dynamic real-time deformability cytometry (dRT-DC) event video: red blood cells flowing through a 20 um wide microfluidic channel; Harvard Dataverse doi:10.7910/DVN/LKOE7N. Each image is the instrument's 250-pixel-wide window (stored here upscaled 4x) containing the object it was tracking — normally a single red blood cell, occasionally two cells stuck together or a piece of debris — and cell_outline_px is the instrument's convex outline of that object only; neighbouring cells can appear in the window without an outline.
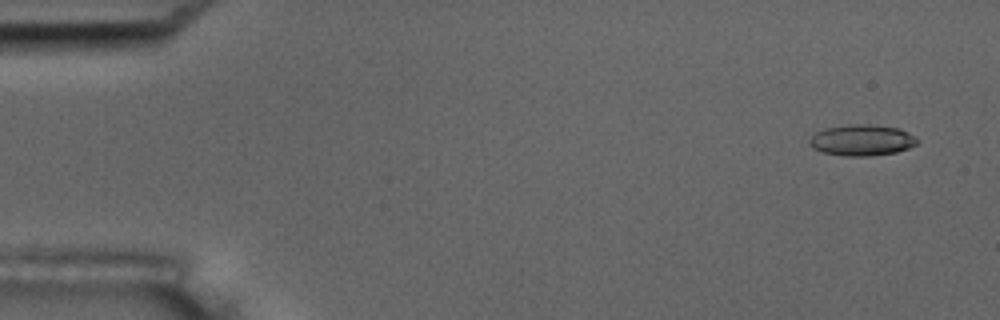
{"species": "common noctule bat (a hibernating species)", "species_latin": "Nyctalus noctula", "temperature_condition": "room temperature", "stored_images_in_passage": 55, "camera_frame_rate_fps": 3000, "um_per_image_px": 0.085, "animal": {"sex": "male", "body_mass_g": 17.5, "forearm_length_mm": 52.3}, "frame": {"image": 1, "passage_image": 3, "time_ms": 0.667, "image_size_px": [1000, 320], "cell_outline_px": [[920, 140], [916, 144], [908, 148], [896, 152], [868, 156], [844, 156], [824, 152], [812, 148], [808, 144], [808, 140], [816, 132], [824, 128], [852, 124], [872, 124], [900, 128], [916, 136]], "centroid_in_image_um": [73.27, 11.9], "position_along_channel_um": 11.7, "area_um2": 19.71}}
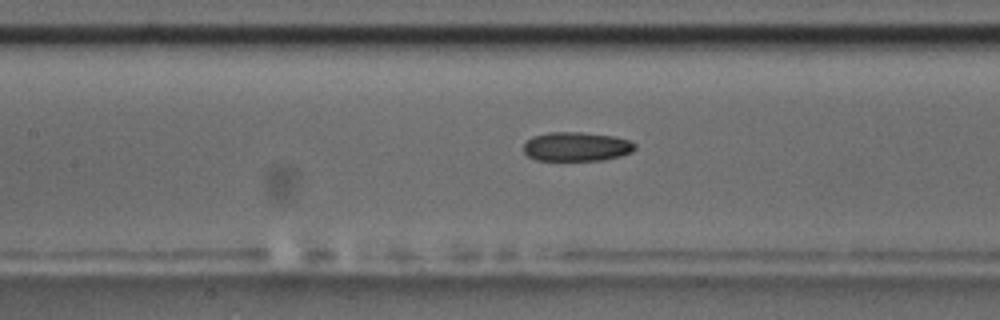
{"frame": {"image": 2, "passage_image": 25, "time_ms": 8.0, "image_size_px": [1000, 320], "cell_outline_px": [[636, 148], [632, 152], [620, 156], [604, 160], [536, 160], [528, 156], [524, 152], [524, 144], [532, 136], [548, 132], [584, 132], [612, 136], [628, 140], [636, 144]], "centroid_in_image_um": [49.0, 12.46], "position_along_channel_um": 158.4, "area_um2": 18.96}}
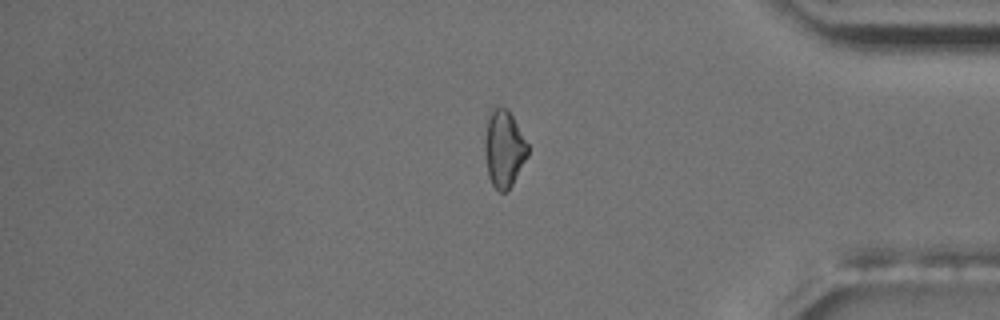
{"frame": {"image": 3, "passage_image": 46, "time_ms": 15.0, "image_size_px": [1000, 320], "cell_outline_px": [[528, 156], [512, 184], [504, 192], [500, 192], [492, 184], [488, 176], [484, 152], [484, 136], [488, 108], [492, 104], [496, 104], [508, 108], [528, 144]], "centroid_in_image_um": [42.79, 12.53], "position_along_channel_um": 392.4, "area_um2": 19.88}}